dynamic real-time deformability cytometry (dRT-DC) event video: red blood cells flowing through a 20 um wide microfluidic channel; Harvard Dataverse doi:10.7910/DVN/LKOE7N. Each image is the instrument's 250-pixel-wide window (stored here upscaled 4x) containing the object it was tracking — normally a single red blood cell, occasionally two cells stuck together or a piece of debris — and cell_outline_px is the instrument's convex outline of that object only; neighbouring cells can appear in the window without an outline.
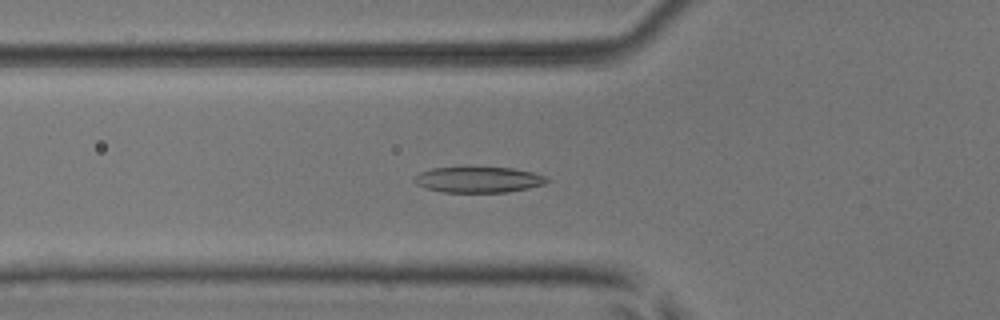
{"species": "common noctule bat (a hibernating species)", "species_latin": "Nyctalus noctula", "temperature_condition": "room temperature", "stored_images_in_passage": 52, "camera_frame_rate_fps": 3000, "um_per_image_px": 0.085, "animal": {"sex": "male", "body_mass_g": 17.9, "forearm_length_mm": 54.2}, "frame": {"image": 1, "passage_image": 19, "time_ms": 6.0, "image_size_px": [1000, 320], "cell_outline_px": [[548, 180], [544, 184], [528, 188], [508, 192], [444, 192], [424, 188], [416, 184], [412, 180], [412, 176], [420, 172], [432, 168], [512, 168], [532, 172], [544, 176]], "centroid_in_image_um": [40.6, 15.28], "position_along_channel_um": 85.2, "area_um2": 19.77}}
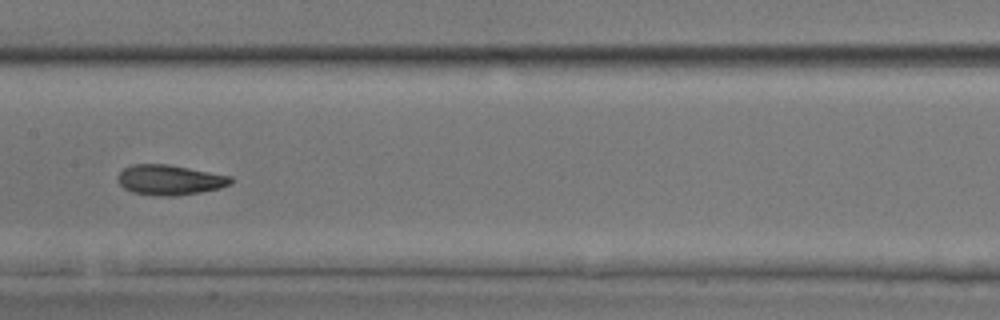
{"frame": {"image": 2, "passage_image": 27, "time_ms": 8.667, "image_size_px": [1000, 320], "cell_outline_px": [[232, 184], [220, 188], [200, 192], [176, 196], [160, 196], [132, 192], [124, 188], [116, 180], [116, 176], [124, 168], [132, 164], [168, 164], [232, 176]], "centroid_in_image_um": [14.42, 15.29], "position_along_channel_um": 193.0, "area_um2": 19.94}}
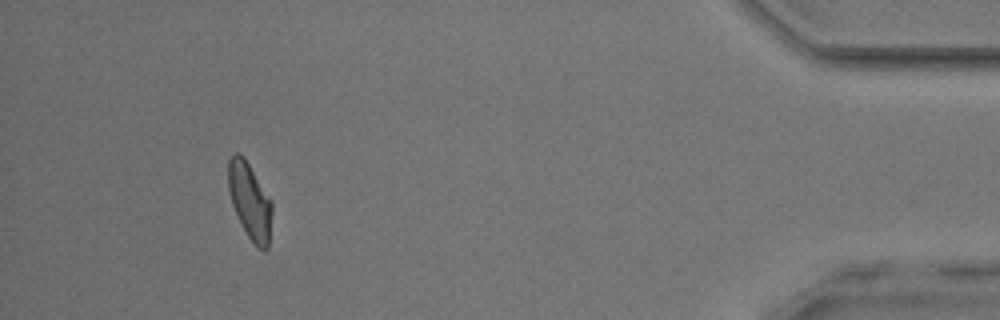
{"frame": {"image": 3, "passage_image": 48, "time_ms": 15.667, "image_size_px": [1000, 320], "cell_outline_px": [[272, 212], [268, 248], [264, 252], [248, 236], [232, 204], [228, 188], [228, 160], [236, 152], [240, 152], [244, 156], [272, 200]], "centroid_in_image_um": [21.25, 17.03], "position_along_channel_um": 414.0, "area_um2": 19.31}, "authors_computed_cell_mechanics": {"area_um2": 19.8832, "velocity_mm_per_s": 4.0411, "shape_relaxation_time_tau1_ms": 3.1686, "shape_relaxation_time_tau2_ms": 1.7117, "deformation_change_tau1": 0.1449, "deformation_change_tau2": 0.0857}}